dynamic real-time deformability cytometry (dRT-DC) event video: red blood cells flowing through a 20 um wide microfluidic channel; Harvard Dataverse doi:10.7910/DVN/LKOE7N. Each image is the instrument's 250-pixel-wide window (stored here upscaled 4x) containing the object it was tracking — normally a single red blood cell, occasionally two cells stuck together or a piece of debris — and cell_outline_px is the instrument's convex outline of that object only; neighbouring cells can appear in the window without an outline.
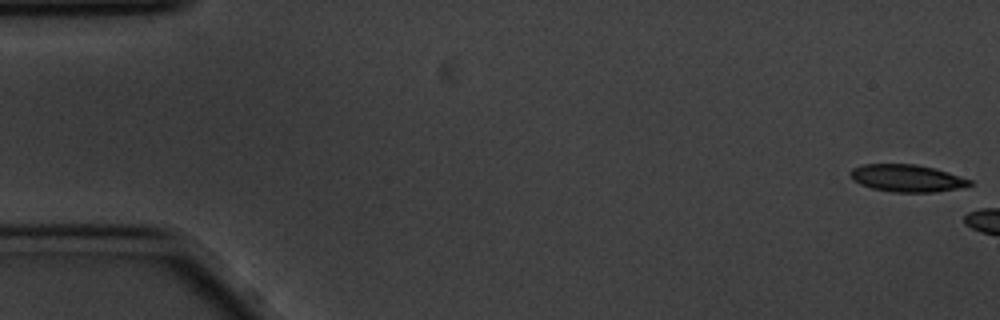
{"species": "common noctule bat (a hibernating species)", "species_latin": "Nyctalus noctula", "temperature_condition": "cold", "stored_images_in_passage": 6, "camera_frame_rate_fps": 3000, "um_per_image_px": 0.085, "animal": {"sex": "male", "body_mass_g": 20.1, "forearm_length_mm": 53.5}, "frame": {"image": 1, "passage_image": 1, "time_ms": 0.0, "image_size_px": [1000, 320], "cell_outline_px": [[972, 184], [956, 188], [932, 192], [892, 192], [872, 188], [860, 184], [852, 180], [848, 172], [852, 168], [864, 164], [916, 164], [948, 172], [972, 180]], "centroid_in_image_um": [77.02, 15.14], "position_along_channel_um": 8.0, "area_um2": 18.84}}